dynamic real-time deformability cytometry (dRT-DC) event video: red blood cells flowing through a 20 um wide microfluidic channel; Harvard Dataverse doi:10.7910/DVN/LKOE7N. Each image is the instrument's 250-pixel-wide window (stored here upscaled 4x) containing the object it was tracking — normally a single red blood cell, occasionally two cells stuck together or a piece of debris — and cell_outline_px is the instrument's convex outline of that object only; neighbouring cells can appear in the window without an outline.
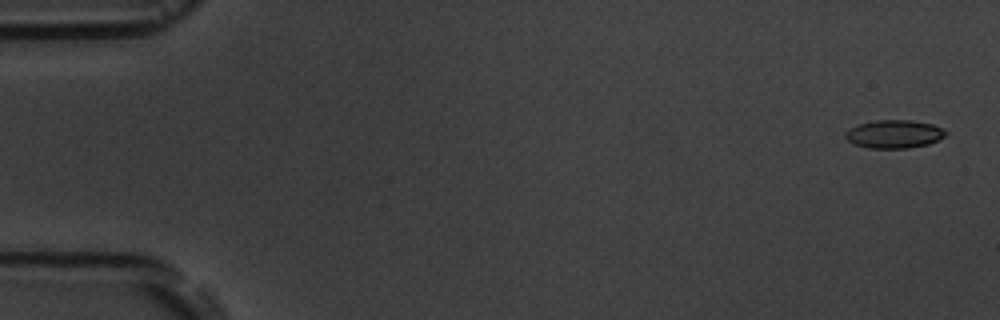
{"species": "common noctule bat (a hibernating species)", "species_latin": "Nyctalus noctula", "temperature_condition": "room temperature", "stored_images_in_passage": 6, "camera_frame_rate_fps": 3000, "um_per_image_px": 0.085, "animal": {"sex": "male", "body_mass_g": 19.5, "forearm_length_mm": 54.6}, "frame": {"image": 1, "passage_image": 1, "time_ms": 0.0, "image_size_px": [1000, 320], "cell_outline_px": [[948, 132], [944, 136], [928, 144], [908, 148], [868, 148], [856, 144], [848, 140], [844, 136], [844, 132], [860, 124], [876, 120], [912, 120], [932, 124]], "centroid_in_image_um": [76.0, 11.39], "position_along_channel_um": 9.0, "area_um2": 16.24}}
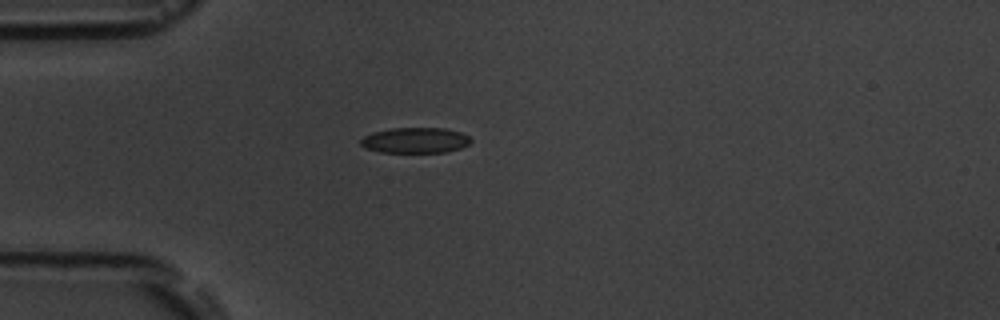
{"frame": {"image": 2, "passage_image": 5, "time_ms": 4.667, "image_size_px": [1000, 320], "cell_outline_px": [[472, 140], [468, 144], [460, 148], [444, 152], [380, 152], [364, 148], [360, 144], [360, 140], [364, 136], [372, 132], [392, 128], [444, 128], [460, 132], [468, 136]], "centroid_in_image_um": [35.26, 11.92], "position_along_channel_um": 49.7, "area_um2": 16.36}}